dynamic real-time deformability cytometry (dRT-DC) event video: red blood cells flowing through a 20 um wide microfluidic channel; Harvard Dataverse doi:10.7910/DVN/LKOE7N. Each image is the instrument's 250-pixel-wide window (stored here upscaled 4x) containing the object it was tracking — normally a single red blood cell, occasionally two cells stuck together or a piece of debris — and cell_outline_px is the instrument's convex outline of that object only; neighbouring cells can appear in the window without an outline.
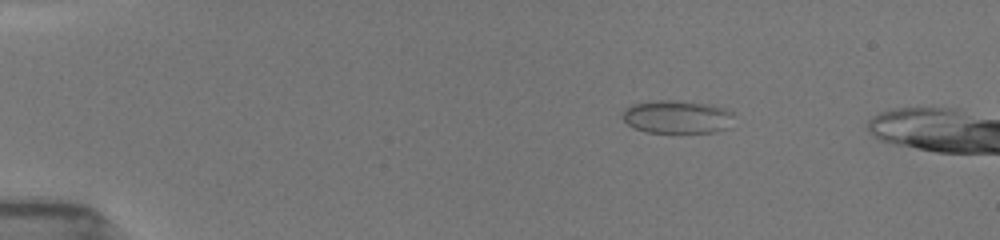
{"species": "common noctule bat (a hibernating species)", "species_latin": "Nyctalus noctula", "temperature_condition": "room temperature", "stored_images_in_passage": 6, "camera_frame_rate_fps": 3000, "um_per_image_px": 0.085, "animal": {"sex": "female", "body_mass_g": 19.5, "forearm_length_mm": 54.1}, "frame": {"image": 1, "passage_image": 1, "time_ms": 0.0, "image_size_px": [1000, 240], "cell_outline_px": [[732, 116], [724, 128], [712, 132], [648, 132], [636, 128], [628, 124], [624, 120], [624, 108], [632, 104], [656, 100], [672, 100], [708, 104], [724, 108], [732, 112]], "centroid_in_image_um": [57.49, 9.92], "position_along_channel_um": 27.5, "area_um2": 20.92}}